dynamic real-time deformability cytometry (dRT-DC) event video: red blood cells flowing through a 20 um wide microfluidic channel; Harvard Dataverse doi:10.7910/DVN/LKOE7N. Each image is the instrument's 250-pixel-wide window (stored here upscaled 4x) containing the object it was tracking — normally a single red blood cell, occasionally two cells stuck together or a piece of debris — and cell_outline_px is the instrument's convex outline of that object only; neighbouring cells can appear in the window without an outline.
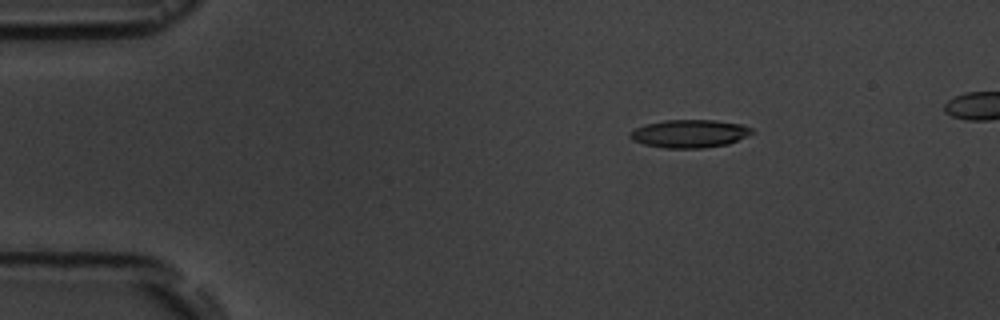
{"species": "common noctule bat (a hibernating species)", "species_latin": "Nyctalus noctula", "temperature_condition": "room temperature", "stored_images_in_passage": 6, "segment_of_instrument_passage": [1, 2], "camera_frame_rate_fps": 3000, "um_per_image_px": 0.085, "animal": {"sex": "male", "body_mass_g": 19.5, "forearm_length_mm": 54.6}, "frame": {"image": 1, "passage_image": 3, "time_ms": 2.333, "image_size_px": [1000, 320], "cell_outline_px": [[756, 132], [728, 144], [704, 148], [664, 148], [644, 144], [632, 140], [628, 136], [628, 132], [644, 124], [664, 120], [716, 120], [740, 124], [752, 128]], "centroid_in_image_um": [58.59, 11.36], "position_along_channel_um": 26.4, "area_um2": 20.06}}